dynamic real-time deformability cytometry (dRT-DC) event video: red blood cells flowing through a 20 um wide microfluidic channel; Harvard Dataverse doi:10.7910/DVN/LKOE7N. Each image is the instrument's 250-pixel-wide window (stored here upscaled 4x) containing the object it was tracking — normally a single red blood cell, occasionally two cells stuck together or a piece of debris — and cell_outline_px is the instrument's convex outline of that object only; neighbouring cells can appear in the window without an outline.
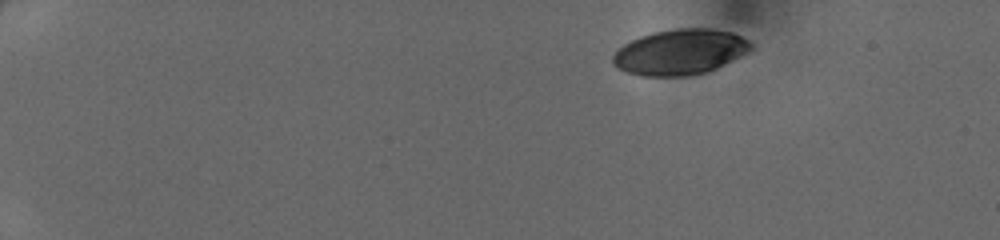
{"species": "human", "species_latin": "Homo sapiens", "temperature_condition": "cold", "stored_images_in_passage": 5, "camera_frame_rate_fps": 3000, "um_per_image_px": 0.085, "donor": {"sex": "female"}, "frame": {"image": 1, "passage_image": 1, "time_ms": 0.0, "image_size_px": [1000, 240], "cell_outline_px": [[752, 48], [716, 68], [708, 72], [688, 76], [640, 76], [628, 72], [612, 64], [612, 56], [624, 44], [640, 36], [656, 32], [676, 28], [708, 28], [732, 32], [748, 40], [752, 44]], "centroid_in_image_um": [57.78, 4.42], "position_along_channel_um": 27.2, "area_um2": 36.18}}